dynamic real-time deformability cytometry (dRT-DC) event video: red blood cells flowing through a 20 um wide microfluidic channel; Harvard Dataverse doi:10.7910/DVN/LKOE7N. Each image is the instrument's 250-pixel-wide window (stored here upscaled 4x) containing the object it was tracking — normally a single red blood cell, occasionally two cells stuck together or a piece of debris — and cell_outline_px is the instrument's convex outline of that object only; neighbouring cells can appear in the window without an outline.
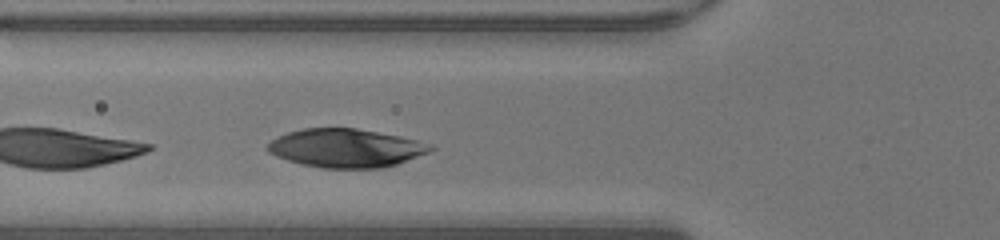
{"species": "human", "species_latin": "Homo sapiens", "temperature_condition": "warm", "stored_images_in_passage": 28, "camera_frame_rate_fps": 3000, "um_per_image_px": 0.085, "donor": {"sex": "male"}, "frame": {"image": 1, "passage_image": 7, "time_ms": 2.0, "image_size_px": [1000, 240], "cell_outline_px": [[436, 148], [428, 152], [396, 164], [384, 168], [324, 168], [300, 164], [276, 156], [268, 152], [268, 144], [272, 140], [288, 132], [304, 128], [356, 128], [400, 136], [432, 144]], "centroid_in_image_um": [29.41, 12.59], "position_along_channel_um": 96.4, "area_um2": 36.36}}
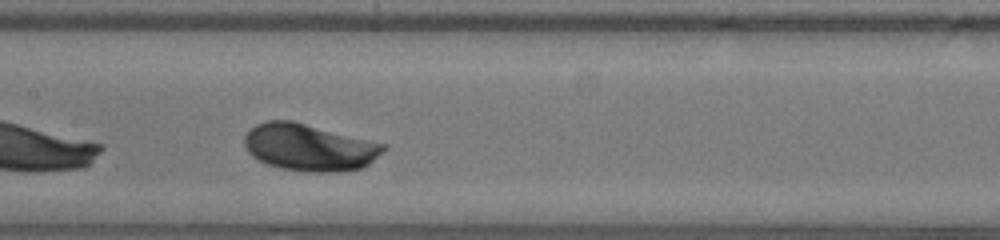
{"frame": {"image": 2, "passage_image": 13, "time_ms": 4.0, "image_size_px": [1000, 240], "cell_outline_px": [[388, 148], [364, 168], [344, 172], [312, 172], [280, 168], [268, 164], [252, 156], [248, 152], [244, 144], [244, 136], [256, 124], [268, 120], [292, 120], [384, 144]], "centroid_in_image_um": [26.3, 12.53], "position_along_channel_um": 181.1, "area_um2": 38.03}}
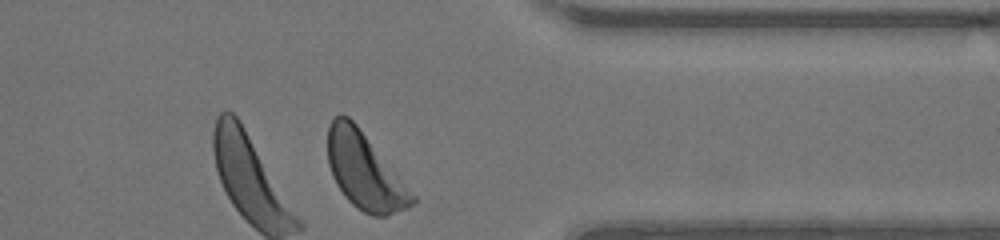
{"frame": {"image": 3, "passage_image": 28, "time_ms": 9.0, "image_size_px": [1000, 240], "cell_outline_px": [[416, 200], [408, 208], [388, 216], [372, 216], [356, 208], [344, 196], [336, 184], [332, 176], [328, 164], [328, 124], [340, 112], [348, 116], [356, 124], [416, 196]], "centroid_in_image_um": [30.98, 14.56], "position_along_channel_um": 380.4, "area_um2": 37.4}, "authors_computed_cell_mechanics": {"area_um2": 36.992, "velocity_mm_per_s": 4.2197, "shape_relaxation_time_tau1_ms": 2.1452, "shape_relaxation_time_tau2_ms": null, "deformation_change_tau1": 0.1392, "deformation_change_tau2": null}}